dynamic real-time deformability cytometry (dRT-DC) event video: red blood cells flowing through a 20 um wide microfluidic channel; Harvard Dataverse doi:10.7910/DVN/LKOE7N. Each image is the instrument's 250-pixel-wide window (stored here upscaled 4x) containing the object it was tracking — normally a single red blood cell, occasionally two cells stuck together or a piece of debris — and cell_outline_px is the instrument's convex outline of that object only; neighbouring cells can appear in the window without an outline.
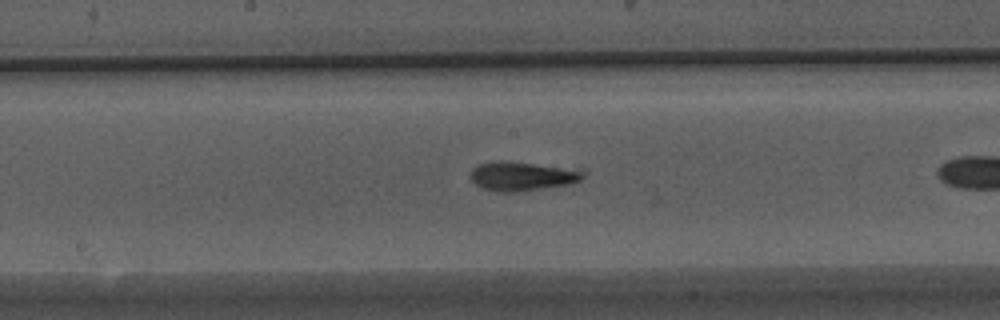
{"species": "Egyptian fruit bat (a non-hibernating species)", "species_latin": "Rousettus aegyptiacus", "temperature_condition": "warm", "stored_images_in_passage": 28, "camera_frame_rate_fps": 3000, "um_per_image_px": 0.085, "animal": {"sex": "male"}, "frame": {"image": 1, "passage_image": 13, "time_ms": 4.0, "image_size_px": [1000, 320], "cell_outline_px": [[588, 168], [584, 176], [580, 180], [568, 184], [516, 192], [500, 192], [484, 188], [476, 184], [468, 176], [472, 168], [476, 164], [532, 164]], "centroid_in_image_um": [44.51, 15.0], "position_along_channel_um": 203.7, "area_um2": 18.55}}
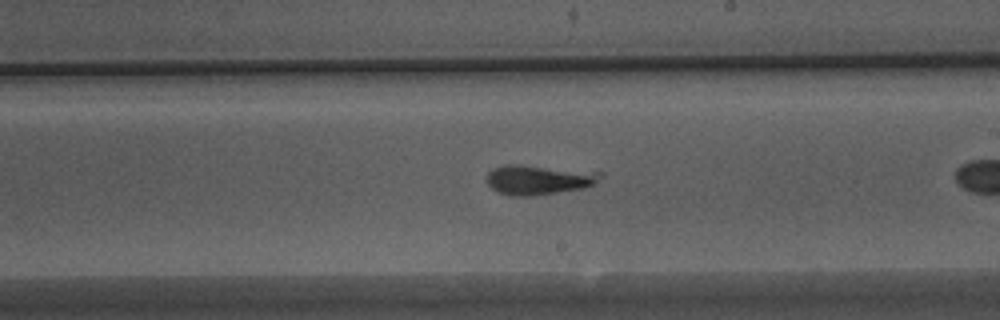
{"frame": {"image": 2, "passage_image": 16, "time_ms": 5.0, "image_size_px": [1000, 320], "cell_outline_px": [[604, 176], [596, 184], [584, 188], [532, 196], [508, 196], [496, 192], [488, 184], [488, 172], [492, 168], [504, 164], [520, 164], [604, 172]], "centroid_in_image_um": [45.81, 15.27], "position_along_channel_um": 243.2, "area_um2": 20.11}}